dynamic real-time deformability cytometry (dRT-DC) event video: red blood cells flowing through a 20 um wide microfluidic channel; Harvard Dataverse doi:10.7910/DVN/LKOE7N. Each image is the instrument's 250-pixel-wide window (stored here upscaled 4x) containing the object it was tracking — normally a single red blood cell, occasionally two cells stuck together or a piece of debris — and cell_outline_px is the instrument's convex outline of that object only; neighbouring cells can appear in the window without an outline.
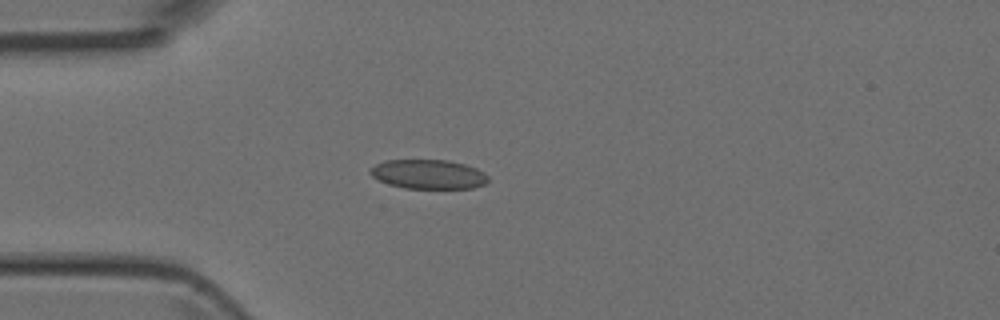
{"species": "Egyptian fruit bat (a non-hibernating species)", "species_latin": "Rousettus aegyptiacus", "temperature_condition": "room temperature", "stored_images_in_passage": 4, "camera_frame_rate_fps": 3000, "um_per_image_px": 0.085, "animal": {"sex": "female"}, "frame": {"image": 1, "passage_image": 4, "time_ms": 3.333, "image_size_px": [1000, 320], "cell_outline_px": [[488, 180], [484, 184], [472, 188], [404, 188], [388, 184], [372, 176], [368, 172], [376, 164], [384, 160], [448, 160], [464, 164], [476, 168], [484, 172], [488, 176]], "centroid_in_image_um": [36.41, 14.81], "position_along_channel_um": 48.6, "area_um2": 20.06}}